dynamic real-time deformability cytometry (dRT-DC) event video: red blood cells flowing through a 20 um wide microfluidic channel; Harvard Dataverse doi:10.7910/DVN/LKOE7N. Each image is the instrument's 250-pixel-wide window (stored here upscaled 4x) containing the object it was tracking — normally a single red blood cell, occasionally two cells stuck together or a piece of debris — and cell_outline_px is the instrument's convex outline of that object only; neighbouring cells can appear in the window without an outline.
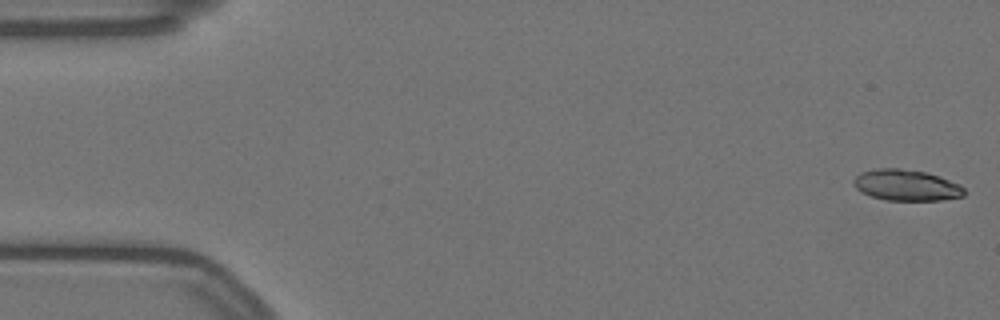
{"species": "Egyptian fruit bat (a non-hibernating species)", "species_latin": "Rousettus aegyptiacus", "temperature_condition": "warm", "stored_images_in_passage": 58, "segment_of_instrument_passage": [1, 2], "camera_frame_rate_fps": 3000, "um_per_image_px": 0.085, "animal": {"sex": "female"}, "frame": {"image": 1, "passage_image": 1, "time_ms": 0.0, "image_size_px": [1000, 320], "cell_outline_px": [[964, 196], [940, 200], [884, 200], [860, 192], [852, 184], [852, 180], [860, 172], [880, 168], [900, 168], [924, 172], [960, 184], [964, 188]], "centroid_in_image_um": [76.99, 15.74], "position_along_channel_um": 8.0, "area_um2": 19.94}}
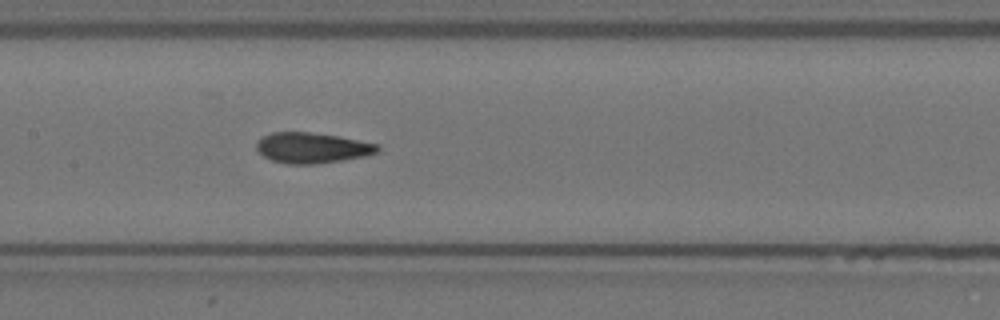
{"frame": {"image": 2, "passage_image": 27, "time_ms": 8.667, "image_size_px": [1000, 320], "cell_outline_px": [[380, 152], [364, 156], [316, 164], [284, 164], [272, 160], [264, 156], [256, 148], [256, 144], [264, 136], [272, 132], [308, 132], [340, 136], [380, 144]], "centroid_in_image_um": [26.57, 12.56], "position_along_channel_um": 180.8, "area_um2": 21.56}}
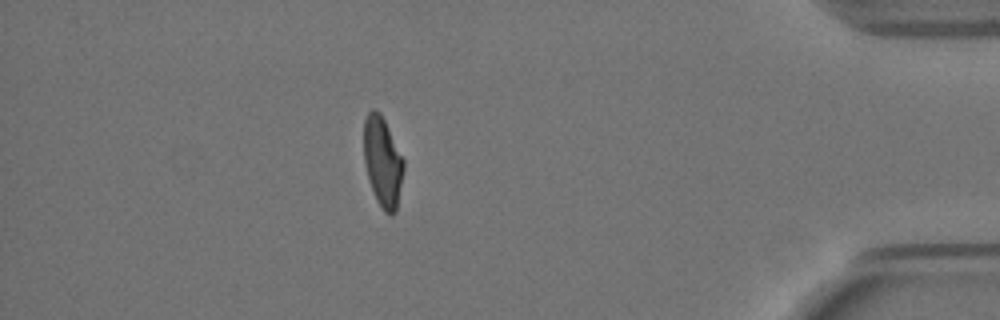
{"frame": {"image": 3, "passage_image": 50, "time_ms": 16.333, "image_size_px": [1000, 320], "cell_outline_px": [[404, 168], [396, 212], [392, 216], [388, 216], [384, 212], [376, 200], [368, 176], [364, 160], [364, 120], [368, 112], [372, 108], [376, 108], [380, 112], [404, 160]], "centroid_in_image_um": [32.52, 13.77], "position_along_channel_um": 402.7, "area_um2": 20.81}}